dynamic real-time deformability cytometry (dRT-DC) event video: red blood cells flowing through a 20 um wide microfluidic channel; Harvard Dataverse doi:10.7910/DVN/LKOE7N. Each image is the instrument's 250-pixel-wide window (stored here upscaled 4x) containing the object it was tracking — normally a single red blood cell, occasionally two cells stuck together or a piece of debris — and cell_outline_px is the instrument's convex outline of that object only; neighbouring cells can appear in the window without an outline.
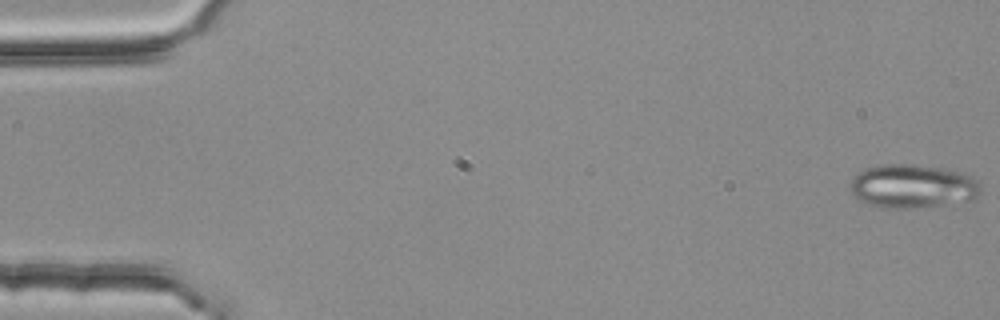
{"species": "common noctule bat (a hibernating species)", "species_latin": "Nyctalus noctula", "temperature_condition": "room temperature", "stored_images_in_passage": 5, "camera_frame_rate_fps": 3000, "um_per_image_px": 0.085, "animal": {"sex": "female", "body_mass_g": 25.1}, "frame": {"image": 1, "passage_image": 1, "time_ms": 0.0, "image_size_px": [1000, 320], "cell_outline_px": [[980, 196], [968, 200], [944, 204], [916, 208], [880, 208], [856, 200], [852, 196], [848, 184], [856, 172], [864, 168], [880, 164], [904, 164], [944, 168], [964, 172], [980, 180]], "centroid_in_image_um": [77.52, 15.82], "position_along_channel_um": 7.5, "area_um2": 33.93}}